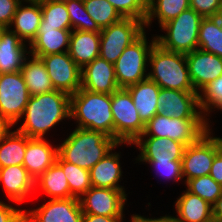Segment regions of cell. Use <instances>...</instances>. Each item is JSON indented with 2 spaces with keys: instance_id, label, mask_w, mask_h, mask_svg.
<instances>
[{
  "instance_id": "6da1fadb",
  "label": "cell",
  "mask_w": 222,
  "mask_h": 222,
  "mask_svg": "<svg viewBox=\"0 0 222 222\" xmlns=\"http://www.w3.org/2000/svg\"><path fill=\"white\" fill-rule=\"evenodd\" d=\"M70 97L57 90L30 96L23 114L24 123L16 130L29 138H43L64 118L70 119Z\"/></svg>"
},
{
  "instance_id": "7a4b0ae2",
  "label": "cell",
  "mask_w": 222,
  "mask_h": 222,
  "mask_svg": "<svg viewBox=\"0 0 222 222\" xmlns=\"http://www.w3.org/2000/svg\"><path fill=\"white\" fill-rule=\"evenodd\" d=\"M119 145L122 143L104 132L76 127L58 146V155L68 163L90 170Z\"/></svg>"
},
{
  "instance_id": "3957f363",
  "label": "cell",
  "mask_w": 222,
  "mask_h": 222,
  "mask_svg": "<svg viewBox=\"0 0 222 222\" xmlns=\"http://www.w3.org/2000/svg\"><path fill=\"white\" fill-rule=\"evenodd\" d=\"M70 118L77 121L78 128L101 131L114 139L111 94L80 88L70 97Z\"/></svg>"
},
{
  "instance_id": "277c9868",
  "label": "cell",
  "mask_w": 222,
  "mask_h": 222,
  "mask_svg": "<svg viewBox=\"0 0 222 222\" xmlns=\"http://www.w3.org/2000/svg\"><path fill=\"white\" fill-rule=\"evenodd\" d=\"M148 65L152 67L147 73L148 78L160 88L195 91L185 54L164 50L156 43L151 49Z\"/></svg>"
},
{
  "instance_id": "5b68a950",
  "label": "cell",
  "mask_w": 222,
  "mask_h": 222,
  "mask_svg": "<svg viewBox=\"0 0 222 222\" xmlns=\"http://www.w3.org/2000/svg\"><path fill=\"white\" fill-rule=\"evenodd\" d=\"M203 17L189 8L162 25L166 35H158L156 43L164 50L188 54L198 49V34Z\"/></svg>"
},
{
  "instance_id": "8992f818",
  "label": "cell",
  "mask_w": 222,
  "mask_h": 222,
  "mask_svg": "<svg viewBox=\"0 0 222 222\" xmlns=\"http://www.w3.org/2000/svg\"><path fill=\"white\" fill-rule=\"evenodd\" d=\"M156 44L153 37L148 45L145 32L132 44L127 46L118 60L114 63L115 77L119 88H127L148 78L147 62L151 49Z\"/></svg>"
},
{
  "instance_id": "52a82bcc",
  "label": "cell",
  "mask_w": 222,
  "mask_h": 222,
  "mask_svg": "<svg viewBox=\"0 0 222 222\" xmlns=\"http://www.w3.org/2000/svg\"><path fill=\"white\" fill-rule=\"evenodd\" d=\"M208 119H178L156 114L145 124L141 136L166 137L186 146L195 143L209 127Z\"/></svg>"
},
{
  "instance_id": "ba28073f",
  "label": "cell",
  "mask_w": 222,
  "mask_h": 222,
  "mask_svg": "<svg viewBox=\"0 0 222 222\" xmlns=\"http://www.w3.org/2000/svg\"><path fill=\"white\" fill-rule=\"evenodd\" d=\"M111 110L114 119V139L118 143L133 144L145 130L131 94L119 88L111 94Z\"/></svg>"
},
{
  "instance_id": "9c48e42d",
  "label": "cell",
  "mask_w": 222,
  "mask_h": 222,
  "mask_svg": "<svg viewBox=\"0 0 222 222\" xmlns=\"http://www.w3.org/2000/svg\"><path fill=\"white\" fill-rule=\"evenodd\" d=\"M145 32V23L138 19L122 18L100 32V57L114 64L124 49Z\"/></svg>"
},
{
  "instance_id": "30bf717a",
  "label": "cell",
  "mask_w": 222,
  "mask_h": 222,
  "mask_svg": "<svg viewBox=\"0 0 222 222\" xmlns=\"http://www.w3.org/2000/svg\"><path fill=\"white\" fill-rule=\"evenodd\" d=\"M210 130L185 148L181 160L182 177H186L185 182L210 174L215 155L222 149V138L211 136Z\"/></svg>"
},
{
  "instance_id": "8fae6325",
  "label": "cell",
  "mask_w": 222,
  "mask_h": 222,
  "mask_svg": "<svg viewBox=\"0 0 222 222\" xmlns=\"http://www.w3.org/2000/svg\"><path fill=\"white\" fill-rule=\"evenodd\" d=\"M29 98L21 71L0 74V116L12 126L23 118Z\"/></svg>"
},
{
  "instance_id": "7c38bea8",
  "label": "cell",
  "mask_w": 222,
  "mask_h": 222,
  "mask_svg": "<svg viewBox=\"0 0 222 222\" xmlns=\"http://www.w3.org/2000/svg\"><path fill=\"white\" fill-rule=\"evenodd\" d=\"M38 58L42 60L55 90L71 96L81 88V68L68 52Z\"/></svg>"
},
{
  "instance_id": "4fadbf2b",
  "label": "cell",
  "mask_w": 222,
  "mask_h": 222,
  "mask_svg": "<svg viewBox=\"0 0 222 222\" xmlns=\"http://www.w3.org/2000/svg\"><path fill=\"white\" fill-rule=\"evenodd\" d=\"M157 104L158 114H163L170 118L208 119L200 109L199 94L195 91L160 88Z\"/></svg>"
},
{
  "instance_id": "5bb4252c",
  "label": "cell",
  "mask_w": 222,
  "mask_h": 222,
  "mask_svg": "<svg viewBox=\"0 0 222 222\" xmlns=\"http://www.w3.org/2000/svg\"><path fill=\"white\" fill-rule=\"evenodd\" d=\"M125 190L109 188H89L79 198L83 214L103 216H124V205L127 201Z\"/></svg>"
},
{
  "instance_id": "9a60e30c",
  "label": "cell",
  "mask_w": 222,
  "mask_h": 222,
  "mask_svg": "<svg viewBox=\"0 0 222 222\" xmlns=\"http://www.w3.org/2000/svg\"><path fill=\"white\" fill-rule=\"evenodd\" d=\"M79 199H50L36 209H24V222H82Z\"/></svg>"
},
{
  "instance_id": "2e32d148",
  "label": "cell",
  "mask_w": 222,
  "mask_h": 222,
  "mask_svg": "<svg viewBox=\"0 0 222 222\" xmlns=\"http://www.w3.org/2000/svg\"><path fill=\"white\" fill-rule=\"evenodd\" d=\"M195 92H200L222 75V57L196 49L185 55Z\"/></svg>"
},
{
  "instance_id": "e0dca14e",
  "label": "cell",
  "mask_w": 222,
  "mask_h": 222,
  "mask_svg": "<svg viewBox=\"0 0 222 222\" xmlns=\"http://www.w3.org/2000/svg\"><path fill=\"white\" fill-rule=\"evenodd\" d=\"M81 88L95 93L112 94L119 89L114 64L100 56L81 69Z\"/></svg>"
},
{
  "instance_id": "ac0fdd59",
  "label": "cell",
  "mask_w": 222,
  "mask_h": 222,
  "mask_svg": "<svg viewBox=\"0 0 222 222\" xmlns=\"http://www.w3.org/2000/svg\"><path fill=\"white\" fill-rule=\"evenodd\" d=\"M134 144L141 151L138 161H181L186 148V145L180 142L155 136H140Z\"/></svg>"
},
{
  "instance_id": "d6986e66",
  "label": "cell",
  "mask_w": 222,
  "mask_h": 222,
  "mask_svg": "<svg viewBox=\"0 0 222 222\" xmlns=\"http://www.w3.org/2000/svg\"><path fill=\"white\" fill-rule=\"evenodd\" d=\"M57 155L58 147H53L46 139L28 137L23 166L36 180L56 162Z\"/></svg>"
},
{
  "instance_id": "ffe728a7",
  "label": "cell",
  "mask_w": 222,
  "mask_h": 222,
  "mask_svg": "<svg viewBox=\"0 0 222 222\" xmlns=\"http://www.w3.org/2000/svg\"><path fill=\"white\" fill-rule=\"evenodd\" d=\"M71 32V29L44 27V23H40L36 38L29 45V54L42 57L68 52Z\"/></svg>"
},
{
  "instance_id": "44dd1931",
  "label": "cell",
  "mask_w": 222,
  "mask_h": 222,
  "mask_svg": "<svg viewBox=\"0 0 222 222\" xmlns=\"http://www.w3.org/2000/svg\"><path fill=\"white\" fill-rule=\"evenodd\" d=\"M0 183L7 197L15 203H21L35 188V180L23 165H10L0 168ZM32 191V192H31Z\"/></svg>"
},
{
  "instance_id": "7402d4cb",
  "label": "cell",
  "mask_w": 222,
  "mask_h": 222,
  "mask_svg": "<svg viewBox=\"0 0 222 222\" xmlns=\"http://www.w3.org/2000/svg\"><path fill=\"white\" fill-rule=\"evenodd\" d=\"M24 2L29 4L23 5L21 2L18 5L9 28L12 29L13 26L15 29L12 31L30 45L36 38L42 20V10L40 0H24Z\"/></svg>"
},
{
  "instance_id": "603a6c76",
  "label": "cell",
  "mask_w": 222,
  "mask_h": 222,
  "mask_svg": "<svg viewBox=\"0 0 222 222\" xmlns=\"http://www.w3.org/2000/svg\"><path fill=\"white\" fill-rule=\"evenodd\" d=\"M25 44L12 29L3 30L0 37V74L21 71L24 59L29 54Z\"/></svg>"
},
{
  "instance_id": "cb8c5ba5",
  "label": "cell",
  "mask_w": 222,
  "mask_h": 222,
  "mask_svg": "<svg viewBox=\"0 0 222 222\" xmlns=\"http://www.w3.org/2000/svg\"><path fill=\"white\" fill-rule=\"evenodd\" d=\"M120 153L109 151L95 166L90 169L92 187L124 190L118 183L122 178Z\"/></svg>"
},
{
  "instance_id": "d4e9b609",
  "label": "cell",
  "mask_w": 222,
  "mask_h": 222,
  "mask_svg": "<svg viewBox=\"0 0 222 222\" xmlns=\"http://www.w3.org/2000/svg\"><path fill=\"white\" fill-rule=\"evenodd\" d=\"M68 53L82 69L100 55V32L72 30Z\"/></svg>"
},
{
  "instance_id": "484cf974",
  "label": "cell",
  "mask_w": 222,
  "mask_h": 222,
  "mask_svg": "<svg viewBox=\"0 0 222 222\" xmlns=\"http://www.w3.org/2000/svg\"><path fill=\"white\" fill-rule=\"evenodd\" d=\"M132 96L133 103L138 110L140 119L148 123L157 112V97L160 86L149 78L126 88Z\"/></svg>"
},
{
  "instance_id": "4316f807",
  "label": "cell",
  "mask_w": 222,
  "mask_h": 222,
  "mask_svg": "<svg viewBox=\"0 0 222 222\" xmlns=\"http://www.w3.org/2000/svg\"><path fill=\"white\" fill-rule=\"evenodd\" d=\"M177 222H213L212 205L189 191L175 201Z\"/></svg>"
},
{
  "instance_id": "83f0119b",
  "label": "cell",
  "mask_w": 222,
  "mask_h": 222,
  "mask_svg": "<svg viewBox=\"0 0 222 222\" xmlns=\"http://www.w3.org/2000/svg\"><path fill=\"white\" fill-rule=\"evenodd\" d=\"M25 58L21 73L28 88L30 96L54 91L48 72L38 57Z\"/></svg>"
},
{
  "instance_id": "f1b7e54d",
  "label": "cell",
  "mask_w": 222,
  "mask_h": 222,
  "mask_svg": "<svg viewBox=\"0 0 222 222\" xmlns=\"http://www.w3.org/2000/svg\"><path fill=\"white\" fill-rule=\"evenodd\" d=\"M40 188L51 199L73 197L62 167L55 162L35 180V188Z\"/></svg>"
},
{
  "instance_id": "f546056e",
  "label": "cell",
  "mask_w": 222,
  "mask_h": 222,
  "mask_svg": "<svg viewBox=\"0 0 222 222\" xmlns=\"http://www.w3.org/2000/svg\"><path fill=\"white\" fill-rule=\"evenodd\" d=\"M189 8L190 0H147L145 27L148 28L156 17L161 27Z\"/></svg>"
},
{
  "instance_id": "4dcf8cb0",
  "label": "cell",
  "mask_w": 222,
  "mask_h": 222,
  "mask_svg": "<svg viewBox=\"0 0 222 222\" xmlns=\"http://www.w3.org/2000/svg\"><path fill=\"white\" fill-rule=\"evenodd\" d=\"M28 136L11 131L0 141V168L23 165Z\"/></svg>"
},
{
  "instance_id": "1f68e13d",
  "label": "cell",
  "mask_w": 222,
  "mask_h": 222,
  "mask_svg": "<svg viewBox=\"0 0 222 222\" xmlns=\"http://www.w3.org/2000/svg\"><path fill=\"white\" fill-rule=\"evenodd\" d=\"M198 49L222 57V30L215 17L202 19L198 34Z\"/></svg>"
},
{
  "instance_id": "d6a6232c",
  "label": "cell",
  "mask_w": 222,
  "mask_h": 222,
  "mask_svg": "<svg viewBox=\"0 0 222 222\" xmlns=\"http://www.w3.org/2000/svg\"><path fill=\"white\" fill-rule=\"evenodd\" d=\"M56 162L63 169L70 188V194L73 197L79 199L89 188L92 187L90 182V170L68 163L59 155H57Z\"/></svg>"
},
{
  "instance_id": "836d02e7",
  "label": "cell",
  "mask_w": 222,
  "mask_h": 222,
  "mask_svg": "<svg viewBox=\"0 0 222 222\" xmlns=\"http://www.w3.org/2000/svg\"><path fill=\"white\" fill-rule=\"evenodd\" d=\"M44 27L71 29V21L65 1L40 0Z\"/></svg>"
},
{
  "instance_id": "e575fe53",
  "label": "cell",
  "mask_w": 222,
  "mask_h": 222,
  "mask_svg": "<svg viewBox=\"0 0 222 222\" xmlns=\"http://www.w3.org/2000/svg\"><path fill=\"white\" fill-rule=\"evenodd\" d=\"M90 17L103 29L119 22L122 17L107 0H83Z\"/></svg>"
},
{
  "instance_id": "d590c367",
  "label": "cell",
  "mask_w": 222,
  "mask_h": 222,
  "mask_svg": "<svg viewBox=\"0 0 222 222\" xmlns=\"http://www.w3.org/2000/svg\"><path fill=\"white\" fill-rule=\"evenodd\" d=\"M65 5L71 21V30L101 32V28L90 17L83 0H65Z\"/></svg>"
},
{
  "instance_id": "8d00e7d4",
  "label": "cell",
  "mask_w": 222,
  "mask_h": 222,
  "mask_svg": "<svg viewBox=\"0 0 222 222\" xmlns=\"http://www.w3.org/2000/svg\"><path fill=\"white\" fill-rule=\"evenodd\" d=\"M187 191L198 195L210 205H213L222 193V186L210 175L189 179L185 182Z\"/></svg>"
},
{
  "instance_id": "74e56055",
  "label": "cell",
  "mask_w": 222,
  "mask_h": 222,
  "mask_svg": "<svg viewBox=\"0 0 222 222\" xmlns=\"http://www.w3.org/2000/svg\"><path fill=\"white\" fill-rule=\"evenodd\" d=\"M199 105L204 116H209L212 109L222 110V75L200 92Z\"/></svg>"
},
{
  "instance_id": "f35d334b",
  "label": "cell",
  "mask_w": 222,
  "mask_h": 222,
  "mask_svg": "<svg viewBox=\"0 0 222 222\" xmlns=\"http://www.w3.org/2000/svg\"><path fill=\"white\" fill-rule=\"evenodd\" d=\"M122 18L138 19L143 22L147 18V0H107Z\"/></svg>"
},
{
  "instance_id": "ab89813d",
  "label": "cell",
  "mask_w": 222,
  "mask_h": 222,
  "mask_svg": "<svg viewBox=\"0 0 222 222\" xmlns=\"http://www.w3.org/2000/svg\"><path fill=\"white\" fill-rule=\"evenodd\" d=\"M145 162L152 165L157 173H160L161 176L168 180H175L180 181L183 179L182 177V168H181V161H139Z\"/></svg>"
},
{
  "instance_id": "60d3db41",
  "label": "cell",
  "mask_w": 222,
  "mask_h": 222,
  "mask_svg": "<svg viewBox=\"0 0 222 222\" xmlns=\"http://www.w3.org/2000/svg\"><path fill=\"white\" fill-rule=\"evenodd\" d=\"M190 8L203 18L215 17L222 10V0H190Z\"/></svg>"
},
{
  "instance_id": "b9f144b4",
  "label": "cell",
  "mask_w": 222,
  "mask_h": 222,
  "mask_svg": "<svg viewBox=\"0 0 222 222\" xmlns=\"http://www.w3.org/2000/svg\"><path fill=\"white\" fill-rule=\"evenodd\" d=\"M24 0H0V25L9 28L18 5Z\"/></svg>"
},
{
  "instance_id": "7bdbcfd3",
  "label": "cell",
  "mask_w": 222,
  "mask_h": 222,
  "mask_svg": "<svg viewBox=\"0 0 222 222\" xmlns=\"http://www.w3.org/2000/svg\"><path fill=\"white\" fill-rule=\"evenodd\" d=\"M0 222H24V210L0 201Z\"/></svg>"
},
{
  "instance_id": "ee69618b",
  "label": "cell",
  "mask_w": 222,
  "mask_h": 222,
  "mask_svg": "<svg viewBox=\"0 0 222 222\" xmlns=\"http://www.w3.org/2000/svg\"><path fill=\"white\" fill-rule=\"evenodd\" d=\"M209 175L222 186V149L215 155Z\"/></svg>"
},
{
  "instance_id": "f6af8a7d",
  "label": "cell",
  "mask_w": 222,
  "mask_h": 222,
  "mask_svg": "<svg viewBox=\"0 0 222 222\" xmlns=\"http://www.w3.org/2000/svg\"><path fill=\"white\" fill-rule=\"evenodd\" d=\"M124 216H103L94 214H83L82 222H123Z\"/></svg>"
},
{
  "instance_id": "bcb514c9",
  "label": "cell",
  "mask_w": 222,
  "mask_h": 222,
  "mask_svg": "<svg viewBox=\"0 0 222 222\" xmlns=\"http://www.w3.org/2000/svg\"><path fill=\"white\" fill-rule=\"evenodd\" d=\"M130 220V222H177L175 217L170 215L161 216L159 218H146L144 216L134 214Z\"/></svg>"
},
{
  "instance_id": "7dc6e473",
  "label": "cell",
  "mask_w": 222,
  "mask_h": 222,
  "mask_svg": "<svg viewBox=\"0 0 222 222\" xmlns=\"http://www.w3.org/2000/svg\"><path fill=\"white\" fill-rule=\"evenodd\" d=\"M213 222L222 221V193L212 205Z\"/></svg>"
},
{
  "instance_id": "c3c4849f",
  "label": "cell",
  "mask_w": 222,
  "mask_h": 222,
  "mask_svg": "<svg viewBox=\"0 0 222 222\" xmlns=\"http://www.w3.org/2000/svg\"><path fill=\"white\" fill-rule=\"evenodd\" d=\"M13 126L0 116V141L10 132Z\"/></svg>"
},
{
  "instance_id": "681fc988",
  "label": "cell",
  "mask_w": 222,
  "mask_h": 222,
  "mask_svg": "<svg viewBox=\"0 0 222 222\" xmlns=\"http://www.w3.org/2000/svg\"><path fill=\"white\" fill-rule=\"evenodd\" d=\"M222 30V10L215 16Z\"/></svg>"
},
{
  "instance_id": "f907efd6",
  "label": "cell",
  "mask_w": 222,
  "mask_h": 222,
  "mask_svg": "<svg viewBox=\"0 0 222 222\" xmlns=\"http://www.w3.org/2000/svg\"><path fill=\"white\" fill-rule=\"evenodd\" d=\"M4 29H5V27H3V26L0 25V37H1V34H2V32H3Z\"/></svg>"
}]
</instances>
